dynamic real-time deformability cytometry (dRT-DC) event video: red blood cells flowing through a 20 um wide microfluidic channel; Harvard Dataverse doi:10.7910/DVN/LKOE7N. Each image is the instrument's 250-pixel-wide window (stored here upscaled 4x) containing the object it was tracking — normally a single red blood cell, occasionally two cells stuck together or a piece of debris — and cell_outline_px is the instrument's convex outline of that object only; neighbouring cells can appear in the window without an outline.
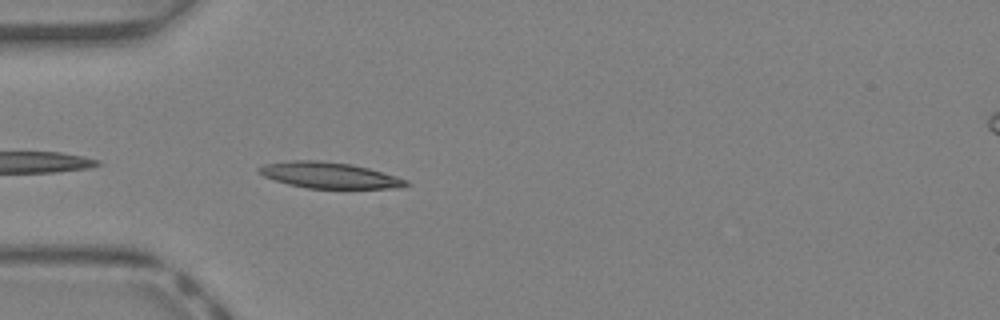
{"species": "Egyptian fruit bat (a non-hibernating species)", "species_latin": "Rousettus aegyptiacus", "temperature_condition": "warm", "stored_images_in_passage": 19, "camera_frame_rate_fps": 3000, "um_per_image_px": 0.085, "animal": {"sex": "female"}, "frame": {"image": 1, "passage_image": 1, "time_ms": 0.0, "image_size_px": [1000, 320], "cell_outline_px": [[408, 184], [400, 188], [304, 188], [288, 184], [264, 176], [256, 168], [264, 164], [292, 160], [316, 160], [352, 164], [368, 168], [396, 176], [408, 180]], "centroid_in_image_um": [27.98, 14.89], "position_along_channel_um": 57.0, "area_um2": 22.14}}
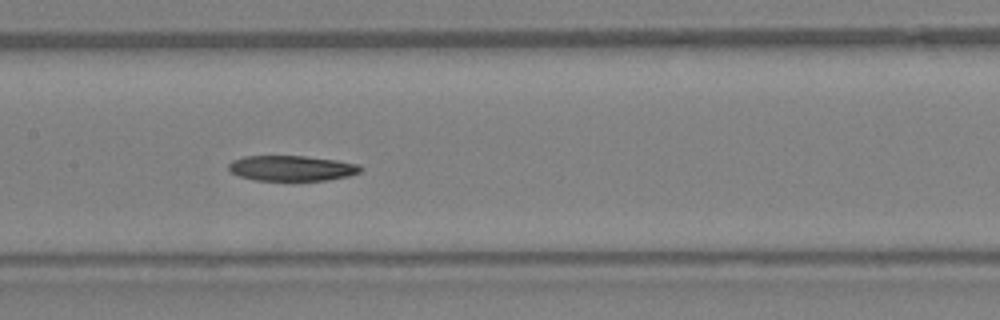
{"frame": {"image": 2, "passage_image": 9, "time_ms": 2.667, "image_size_px": [1000, 320], "cell_outline_px": [[364, 168], [360, 172], [348, 176], [328, 180], [256, 180], [240, 176], [232, 172], [228, 168], [228, 164], [232, 160], [244, 156], [304, 156], [336, 160], [360, 164]], "centroid_in_image_um": [24.82, 14.29], "position_along_channel_um": 182.6, "area_um2": 19.48}}
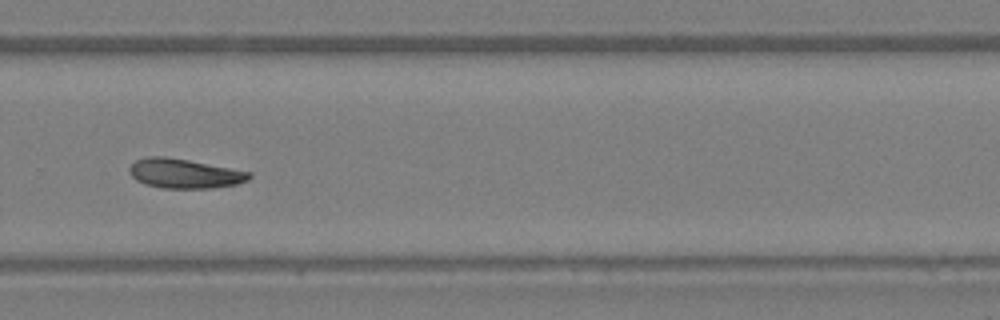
{"frame": {"image": 3, "passage_image": 17, "time_ms": 5.333, "image_size_px": [1000, 320], "cell_outline_px": [[252, 176], [248, 180], [236, 184], [212, 188], [164, 188], [144, 184], [136, 180], [132, 176], [128, 168], [136, 160], [148, 156], [164, 156], [188, 160], [252, 172]], "centroid_in_image_um": [15.68, 14.75], "position_along_channel_um": 314.1, "area_um2": 20.52}}